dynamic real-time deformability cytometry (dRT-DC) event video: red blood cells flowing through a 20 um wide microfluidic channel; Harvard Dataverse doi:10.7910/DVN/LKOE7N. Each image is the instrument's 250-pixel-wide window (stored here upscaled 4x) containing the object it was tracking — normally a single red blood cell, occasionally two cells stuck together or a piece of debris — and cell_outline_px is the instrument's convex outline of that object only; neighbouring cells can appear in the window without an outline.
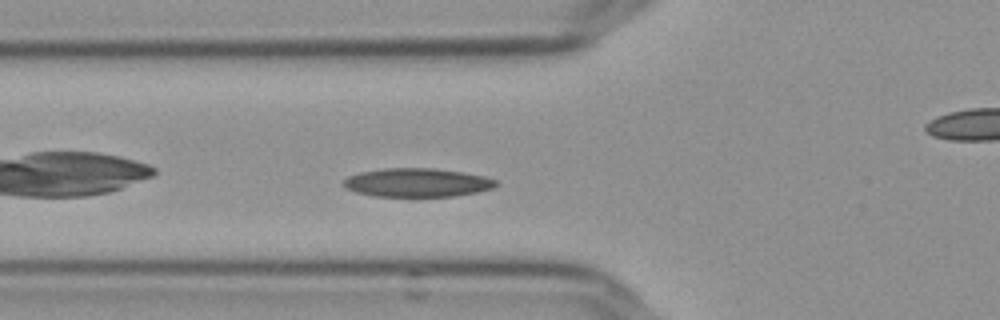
{"species": "Egyptian fruit bat (a non-hibernating species)", "species_latin": "Rousettus aegyptiacus", "temperature_condition": "cold", "stored_images_in_passage": 37, "camera_frame_rate_fps": 3000, "um_per_image_px": 0.085, "frame": {"image": 1, "passage_image": 3, "time_ms": 0.667, "image_size_px": [1000, 320], "cell_outline_px": [[500, 184], [492, 188], [476, 192], [456, 196], [376, 196], [356, 192], [344, 188], [340, 184], [348, 176], [360, 172], [384, 168], [436, 168], [484, 176], [496, 180]], "centroid_in_image_um": [35.43, 15.51], "position_along_channel_um": 90.4, "area_um2": 25.49}}
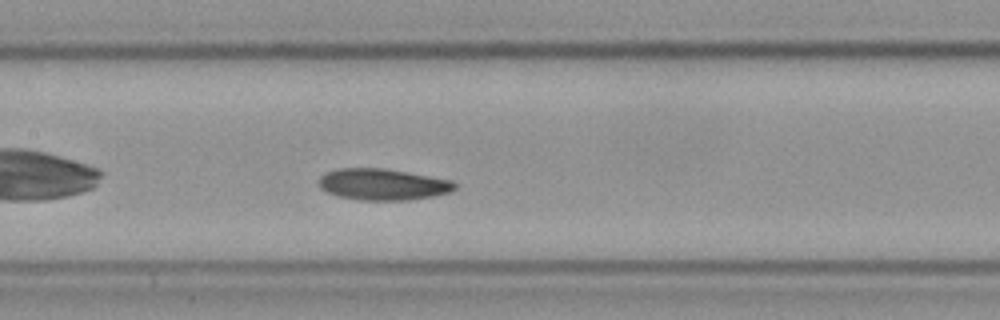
{"frame": {"image": 2, "passage_image": 10, "time_ms": 3.0, "image_size_px": [1000, 320], "cell_outline_px": [[456, 188], [452, 192], [432, 196], [408, 200], [360, 200], [336, 196], [320, 188], [320, 176], [328, 172], [340, 168], [384, 168], [408, 172], [452, 180], [456, 184]], "centroid_in_image_um": [32.56, 15.67], "position_along_channel_um": 174.8, "area_um2": 24.85}}
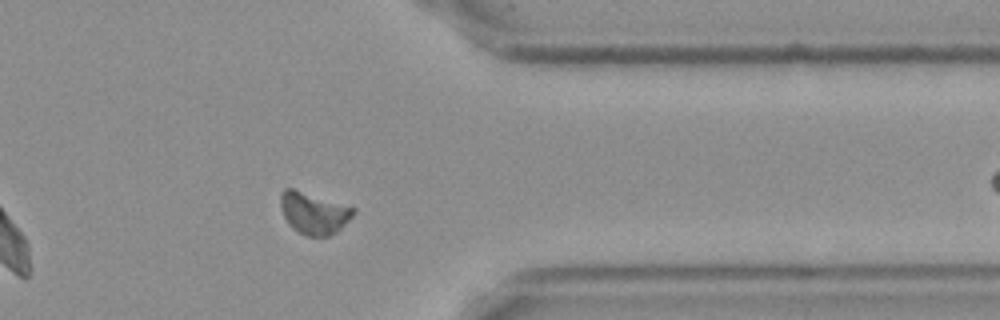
{"frame": {"image": 3, "passage_image": 26, "time_ms": 8.333, "image_size_px": [1000, 320], "cell_outline_px": [[356, 212], [336, 232], [328, 236], [308, 236], [292, 228], [288, 224], [284, 216], [280, 204], [280, 196], [284, 188], [292, 188], [356, 208]], "centroid_in_image_um": [26.66, 18.1], "position_along_channel_um": 384.7, "area_um2": 17.51}, "authors_computed_cell_mechanics": {"area_um2": 24.4494, "velocity_mm_per_s": 3.5882, "shape_relaxation_time_tau1_ms": 4.1245, "shape_relaxation_time_tau2_ms": 6.8395, "deformation_change_tau1": 0.1235, "deformation_change_tau2": 0.0885}}